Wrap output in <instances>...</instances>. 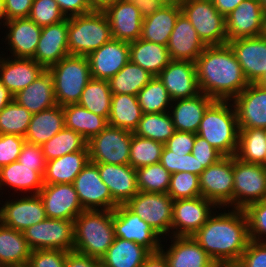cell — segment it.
Here are the masks:
<instances>
[{
  "mask_svg": "<svg viewBox=\"0 0 266 267\" xmlns=\"http://www.w3.org/2000/svg\"><path fill=\"white\" fill-rule=\"evenodd\" d=\"M131 1L139 9V12L143 18L152 15L165 4L161 0H131Z\"/></svg>",
  "mask_w": 266,
  "mask_h": 267,
  "instance_id": "cell-63",
  "label": "cell"
},
{
  "mask_svg": "<svg viewBox=\"0 0 266 267\" xmlns=\"http://www.w3.org/2000/svg\"><path fill=\"white\" fill-rule=\"evenodd\" d=\"M117 0H88L92 11H105Z\"/></svg>",
  "mask_w": 266,
  "mask_h": 267,
  "instance_id": "cell-67",
  "label": "cell"
},
{
  "mask_svg": "<svg viewBox=\"0 0 266 267\" xmlns=\"http://www.w3.org/2000/svg\"><path fill=\"white\" fill-rule=\"evenodd\" d=\"M0 200V222L10 228L23 232L27 228L44 221L45 208L38 194L20 195L18 198Z\"/></svg>",
  "mask_w": 266,
  "mask_h": 267,
  "instance_id": "cell-16",
  "label": "cell"
},
{
  "mask_svg": "<svg viewBox=\"0 0 266 267\" xmlns=\"http://www.w3.org/2000/svg\"><path fill=\"white\" fill-rule=\"evenodd\" d=\"M24 143V137L0 134V167L17 161Z\"/></svg>",
  "mask_w": 266,
  "mask_h": 267,
  "instance_id": "cell-55",
  "label": "cell"
},
{
  "mask_svg": "<svg viewBox=\"0 0 266 267\" xmlns=\"http://www.w3.org/2000/svg\"><path fill=\"white\" fill-rule=\"evenodd\" d=\"M5 48L10 51L9 56L14 58H33L39 42L42 27L28 18H16L6 21Z\"/></svg>",
  "mask_w": 266,
  "mask_h": 267,
  "instance_id": "cell-23",
  "label": "cell"
},
{
  "mask_svg": "<svg viewBox=\"0 0 266 267\" xmlns=\"http://www.w3.org/2000/svg\"><path fill=\"white\" fill-rule=\"evenodd\" d=\"M17 161L28 167H36V171H39L42 175L45 173L47 161L41 145L25 142Z\"/></svg>",
  "mask_w": 266,
  "mask_h": 267,
  "instance_id": "cell-57",
  "label": "cell"
},
{
  "mask_svg": "<svg viewBox=\"0 0 266 267\" xmlns=\"http://www.w3.org/2000/svg\"><path fill=\"white\" fill-rule=\"evenodd\" d=\"M3 267H30L29 263H23V264H16V265H6Z\"/></svg>",
  "mask_w": 266,
  "mask_h": 267,
  "instance_id": "cell-71",
  "label": "cell"
},
{
  "mask_svg": "<svg viewBox=\"0 0 266 267\" xmlns=\"http://www.w3.org/2000/svg\"><path fill=\"white\" fill-rule=\"evenodd\" d=\"M113 227L115 237L133 241L150 252L159 251L164 243L161 240L163 238L125 204L118 205L113 210Z\"/></svg>",
  "mask_w": 266,
  "mask_h": 267,
  "instance_id": "cell-15",
  "label": "cell"
},
{
  "mask_svg": "<svg viewBox=\"0 0 266 267\" xmlns=\"http://www.w3.org/2000/svg\"><path fill=\"white\" fill-rule=\"evenodd\" d=\"M115 239L113 210H84L74 220V251L101 259Z\"/></svg>",
  "mask_w": 266,
  "mask_h": 267,
  "instance_id": "cell-4",
  "label": "cell"
},
{
  "mask_svg": "<svg viewBox=\"0 0 266 267\" xmlns=\"http://www.w3.org/2000/svg\"><path fill=\"white\" fill-rule=\"evenodd\" d=\"M165 4H177L180 3L181 0H161Z\"/></svg>",
  "mask_w": 266,
  "mask_h": 267,
  "instance_id": "cell-73",
  "label": "cell"
},
{
  "mask_svg": "<svg viewBox=\"0 0 266 267\" xmlns=\"http://www.w3.org/2000/svg\"><path fill=\"white\" fill-rule=\"evenodd\" d=\"M150 253L144 246L115 237L100 261L102 267H141Z\"/></svg>",
  "mask_w": 266,
  "mask_h": 267,
  "instance_id": "cell-37",
  "label": "cell"
},
{
  "mask_svg": "<svg viewBox=\"0 0 266 267\" xmlns=\"http://www.w3.org/2000/svg\"><path fill=\"white\" fill-rule=\"evenodd\" d=\"M31 250H74V221L46 218L23 231Z\"/></svg>",
  "mask_w": 266,
  "mask_h": 267,
  "instance_id": "cell-11",
  "label": "cell"
},
{
  "mask_svg": "<svg viewBox=\"0 0 266 267\" xmlns=\"http://www.w3.org/2000/svg\"><path fill=\"white\" fill-rule=\"evenodd\" d=\"M30 253L23 232L0 222V267L27 263Z\"/></svg>",
  "mask_w": 266,
  "mask_h": 267,
  "instance_id": "cell-40",
  "label": "cell"
},
{
  "mask_svg": "<svg viewBox=\"0 0 266 267\" xmlns=\"http://www.w3.org/2000/svg\"><path fill=\"white\" fill-rule=\"evenodd\" d=\"M48 71L52 74L57 105L77 104L91 79L88 57L68 55Z\"/></svg>",
  "mask_w": 266,
  "mask_h": 267,
  "instance_id": "cell-6",
  "label": "cell"
},
{
  "mask_svg": "<svg viewBox=\"0 0 266 267\" xmlns=\"http://www.w3.org/2000/svg\"><path fill=\"white\" fill-rule=\"evenodd\" d=\"M239 125L231 100H214L205 110L197 135L224 156H235Z\"/></svg>",
  "mask_w": 266,
  "mask_h": 267,
  "instance_id": "cell-3",
  "label": "cell"
},
{
  "mask_svg": "<svg viewBox=\"0 0 266 267\" xmlns=\"http://www.w3.org/2000/svg\"><path fill=\"white\" fill-rule=\"evenodd\" d=\"M225 209H216L192 236L215 263L239 262L250 241L244 210Z\"/></svg>",
  "mask_w": 266,
  "mask_h": 267,
  "instance_id": "cell-1",
  "label": "cell"
},
{
  "mask_svg": "<svg viewBox=\"0 0 266 267\" xmlns=\"http://www.w3.org/2000/svg\"><path fill=\"white\" fill-rule=\"evenodd\" d=\"M244 0H212L215 8L226 17Z\"/></svg>",
  "mask_w": 266,
  "mask_h": 267,
  "instance_id": "cell-65",
  "label": "cell"
},
{
  "mask_svg": "<svg viewBox=\"0 0 266 267\" xmlns=\"http://www.w3.org/2000/svg\"><path fill=\"white\" fill-rule=\"evenodd\" d=\"M7 21L28 18L33 0H3Z\"/></svg>",
  "mask_w": 266,
  "mask_h": 267,
  "instance_id": "cell-60",
  "label": "cell"
},
{
  "mask_svg": "<svg viewBox=\"0 0 266 267\" xmlns=\"http://www.w3.org/2000/svg\"><path fill=\"white\" fill-rule=\"evenodd\" d=\"M68 18L65 20L42 27L34 59L48 70L61 59L69 55L68 49Z\"/></svg>",
  "mask_w": 266,
  "mask_h": 267,
  "instance_id": "cell-25",
  "label": "cell"
},
{
  "mask_svg": "<svg viewBox=\"0 0 266 267\" xmlns=\"http://www.w3.org/2000/svg\"><path fill=\"white\" fill-rule=\"evenodd\" d=\"M111 98L112 92L108 81L91 78L77 104L108 120L111 111Z\"/></svg>",
  "mask_w": 266,
  "mask_h": 267,
  "instance_id": "cell-43",
  "label": "cell"
},
{
  "mask_svg": "<svg viewBox=\"0 0 266 267\" xmlns=\"http://www.w3.org/2000/svg\"><path fill=\"white\" fill-rule=\"evenodd\" d=\"M191 154L197 158L199 167L206 169L224 157L216 148L211 146L204 138L195 134V140Z\"/></svg>",
  "mask_w": 266,
  "mask_h": 267,
  "instance_id": "cell-56",
  "label": "cell"
},
{
  "mask_svg": "<svg viewBox=\"0 0 266 267\" xmlns=\"http://www.w3.org/2000/svg\"><path fill=\"white\" fill-rule=\"evenodd\" d=\"M214 101L204 93L172 101L169 109L175 130L197 134L203 114Z\"/></svg>",
  "mask_w": 266,
  "mask_h": 267,
  "instance_id": "cell-30",
  "label": "cell"
},
{
  "mask_svg": "<svg viewBox=\"0 0 266 267\" xmlns=\"http://www.w3.org/2000/svg\"><path fill=\"white\" fill-rule=\"evenodd\" d=\"M181 13L180 3L164 4L155 13L143 18L140 38L167 46L170 34Z\"/></svg>",
  "mask_w": 266,
  "mask_h": 267,
  "instance_id": "cell-31",
  "label": "cell"
},
{
  "mask_svg": "<svg viewBox=\"0 0 266 267\" xmlns=\"http://www.w3.org/2000/svg\"><path fill=\"white\" fill-rule=\"evenodd\" d=\"M239 263L242 267H266V243L250 240Z\"/></svg>",
  "mask_w": 266,
  "mask_h": 267,
  "instance_id": "cell-58",
  "label": "cell"
},
{
  "mask_svg": "<svg viewBox=\"0 0 266 267\" xmlns=\"http://www.w3.org/2000/svg\"><path fill=\"white\" fill-rule=\"evenodd\" d=\"M63 112L65 127L79 133L87 142L108 126L105 117L96 115L78 104L63 106Z\"/></svg>",
  "mask_w": 266,
  "mask_h": 267,
  "instance_id": "cell-38",
  "label": "cell"
},
{
  "mask_svg": "<svg viewBox=\"0 0 266 267\" xmlns=\"http://www.w3.org/2000/svg\"><path fill=\"white\" fill-rule=\"evenodd\" d=\"M180 6L206 46L227 44L225 17L212 0H181Z\"/></svg>",
  "mask_w": 266,
  "mask_h": 267,
  "instance_id": "cell-7",
  "label": "cell"
},
{
  "mask_svg": "<svg viewBox=\"0 0 266 267\" xmlns=\"http://www.w3.org/2000/svg\"><path fill=\"white\" fill-rule=\"evenodd\" d=\"M65 128L63 107L60 105L32 115L25 142L42 145Z\"/></svg>",
  "mask_w": 266,
  "mask_h": 267,
  "instance_id": "cell-35",
  "label": "cell"
},
{
  "mask_svg": "<svg viewBox=\"0 0 266 267\" xmlns=\"http://www.w3.org/2000/svg\"><path fill=\"white\" fill-rule=\"evenodd\" d=\"M154 76L139 65L129 61L108 80L112 95L126 94L137 96Z\"/></svg>",
  "mask_w": 266,
  "mask_h": 267,
  "instance_id": "cell-41",
  "label": "cell"
},
{
  "mask_svg": "<svg viewBox=\"0 0 266 267\" xmlns=\"http://www.w3.org/2000/svg\"><path fill=\"white\" fill-rule=\"evenodd\" d=\"M201 196L218 208H233V156H224L199 176Z\"/></svg>",
  "mask_w": 266,
  "mask_h": 267,
  "instance_id": "cell-12",
  "label": "cell"
},
{
  "mask_svg": "<svg viewBox=\"0 0 266 267\" xmlns=\"http://www.w3.org/2000/svg\"><path fill=\"white\" fill-rule=\"evenodd\" d=\"M67 251L31 250L28 263L30 267H65Z\"/></svg>",
  "mask_w": 266,
  "mask_h": 267,
  "instance_id": "cell-54",
  "label": "cell"
},
{
  "mask_svg": "<svg viewBox=\"0 0 266 267\" xmlns=\"http://www.w3.org/2000/svg\"><path fill=\"white\" fill-rule=\"evenodd\" d=\"M14 96L11 92L3 85L0 79V111L7 106L12 100Z\"/></svg>",
  "mask_w": 266,
  "mask_h": 267,
  "instance_id": "cell-66",
  "label": "cell"
},
{
  "mask_svg": "<svg viewBox=\"0 0 266 267\" xmlns=\"http://www.w3.org/2000/svg\"><path fill=\"white\" fill-rule=\"evenodd\" d=\"M228 41L264 34L265 14L259 0H244L225 17Z\"/></svg>",
  "mask_w": 266,
  "mask_h": 267,
  "instance_id": "cell-18",
  "label": "cell"
},
{
  "mask_svg": "<svg viewBox=\"0 0 266 267\" xmlns=\"http://www.w3.org/2000/svg\"><path fill=\"white\" fill-rule=\"evenodd\" d=\"M66 18L92 12L88 0H55Z\"/></svg>",
  "mask_w": 266,
  "mask_h": 267,
  "instance_id": "cell-61",
  "label": "cell"
},
{
  "mask_svg": "<svg viewBox=\"0 0 266 267\" xmlns=\"http://www.w3.org/2000/svg\"><path fill=\"white\" fill-rule=\"evenodd\" d=\"M167 193L174 201L201 196L199 176L184 171L171 174Z\"/></svg>",
  "mask_w": 266,
  "mask_h": 267,
  "instance_id": "cell-50",
  "label": "cell"
},
{
  "mask_svg": "<svg viewBox=\"0 0 266 267\" xmlns=\"http://www.w3.org/2000/svg\"><path fill=\"white\" fill-rule=\"evenodd\" d=\"M214 267H242L239 262L216 263Z\"/></svg>",
  "mask_w": 266,
  "mask_h": 267,
  "instance_id": "cell-69",
  "label": "cell"
},
{
  "mask_svg": "<svg viewBox=\"0 0 266 267\" xmlns=\"http://www.w3.org/2000/svg\"><path fill=\"white\" fill-rule=\"evenodd\" d=\"M6 21H7V16L5 13L4 2H3V0H0V26H3Z\"/></svg>",
  "mask_w": 266,
  "mask_h": 267,
  "instance_id": "cell-68",
  "label": "cell"
},
{
  "mask_svg": "<svg viewBox=\"0 0 266 267\" xmlns=\"http://www.w3.org/2000/svg\"><path fill=\"white\" fill-rule=\"evenodd\" d=\"M263 35L266 37V16H265V25H264V34Z\"/></svg>",
  "mask_w": 266,
  "mask_h": 267,
  "instance_id": "cell-74",
  "label": "cell"
},
{
  "mask_svg": "<svg viewBox=\"0 0 266 267\" xmlns=\"http://www.w3.org/2000/svg\"><path fill=\"white\" fill-rule=\"evenodd\" d=\"M132 132L108 125L87 142L90 161L98 164H129Z\"/></svg>",
  "mask_w": 266,
  "mask_h": 267,
  "instance_id": "cell-10",
  "label": "cell"
},
{
  "mask_svg": "<svg viewBox=\"0 0 266 267\" xmlns=\"http://www.w3.org/2000/svg\"><path fill=\"white\" fill-rule=\"evenodd\" d=\"M244 212L248 220L249 239L266 243V199L248 205Z\"/></svg>",
  "mask_w": 266,
  "mask_h": 267,
  "instance_id": "cell-52",
  "label": "cell"
},
{
  "mask_svg": "<svg viewBox=\"0 0 266 267\" xmlns=\"http://www.w3.org/2000/svg\"><path fill=\"white\" fill-rule=\"evenodd\" d=\"M32 113L12 100L0 111V134L25 137Z\"/></svg>",
  "mask_w": 266,
  "mask_h": 267,
  "instance_id": "cell-48",
  "label": "cell"
},
{
  "mask_svg": "<svg viewBox=\"0 0 266 267\" xmlns=\"http://www.w3.org/2000/svg\"><path fill=\"white\" fill-rule=\"evenodd\" d=\"M243 74L249 83H255L266 70V37L237 38L228 41Z\"/></svg>",
  "mask_w": 266,
  "mask_h": 267,
  "instance_id": "cell-21",
  "label": "cell"
},
{
  "mask_svg": "<svg viewBox=\"0 0 266 267\" xmlns=\"http://www.w3.org/2000/svg\"><path fill=\"white\" fill-rule=\"evenodd\" d=\"M206 47L191 22L181 13L167 45L171 60L196 62Z\"/></svg>",
  "mask_w": 266,
  "mask_h": 267,
  "instance_id": "cell-28",
  "label": "cell"
},
{
  "mask_svg": "<svg viewBox=\"0 0 266 267\" xmlns=\"http://www.w3.org/2000/svg\"><path fill=\"white\" fill-rule=\"evenodd\" d=\"M29 18L41 27L66 19L55 0H33Z\"/></svg>",
  "mask_w": 266,
  "mask_h": 267,
  "instance_id": "cell-53",
  "label": "cell"
},
{
  "mask_svg": "<svg viewBox=\"0 0 266 267\" xmlns=\"http://www.w3.org/2000/svg\"><path fill=\"white\" fill-rule=\"evenodd\" d=\"M65 267H102V264L97 258L72 250L66 254Z\"/></svg>",
  "mask_w": 266,
  "mask_h": 267,
  "instance_id": "cell-62",
  "label": "cell"
},
{
  "mask_svg": "<svg viewBox=\"0 0 266 267\" xmlns=\"http://www.w3.org/2000/svg\"><path fill=\"white\" fill-rule=\"evenodd\" d=\"M141 267H168V262L165 255L159 250L151 252Z\"/></svg>",
  "mask_w": 266,
  "mask_h": 267,
  "instance_id": "cell-64",
  "label": "cell"
},
{
  "mask_svg": "<svg viewBox=\"0 0 266 267\" xmlns=\"http://www.w3.org/2000/svg\"><path fill=\"white\" fill-rule=\"evenodd\" d=\"M72 184L84 210H114L118 206L100 177L98 163L89 161Z\"/></svg>",
  "mask_w": 266,
  "mask_h": 267,
  "instance_id": "cell-14",
  "label": "cell"
},
{
  "mask_svg": "<svg viewBox=\"0 0 266 267\" xmlns=\"http://www.w3.org/2000/svg\"><path fill=\"white\" fill-rule=\"evenodd\" d=\"M0 54V79L14 96L34 82L46 70L32 58H14Z\"/></svg>",
  "mask_w": 266,
  "mask_h": 267,
  "instance_id": "cell-26",
  "label": "cell"
},
{
  "mask_svg": "<svg viewBox=\"0 0 266 267\" xmlns=\"http://www.w3.org/2000/svg\"><path fill=\"white\" fill-rule=\"evenodd\" d=\"M13 100L32 114L56 106L52 74L45 70L34 82L15 94Z\"/></svg>",
  "mask_w": 266,
  "mask_h": 267,
  "instance_id": "cell-33",
  "label": "cell"
},
{
  "mask_svg": "<svg viewBox=\"0 0 266 267\" xmlns=\"http://www.w3.org/2000/svg\"><path fill=\"white\" fill-rule=\"evenodd\" d=\"M233 209L266 199V167L243 162L233 156Z\"/></svg>",
  "mask_w": 266,
  "mask_h": 267,
  "instance_id": "cell-9",
  "label": "cell"
},
{
  "mask_svg": "<svg viewBox=\"0 0 266 267\" xmlns=\"http://www.w3.org/2000/svg\"><path fill=\"white\" fill-rule=\"evenodd\" d=\"M143 112L134 95L116 94L111 98V111L108 125L134 132Z\"/></svg>",
  "mask_w": 266,
  "mask_h": 267,
  "instance_id": "cell-39",
  "label": "cell"
},
{
  "mask_svg": "<svg viewBox=\"0 0 266 267\" xmlns=\"http://www.w3.org/2000/svg\"><path fill=\"white\" fill-rule=\"evenodd\" d=\"M169 112L143 114L133 134L165 144L175 133Z\"/></svg>",
  "mask_w": 266,
  "mask_h": 267,
  "instance_id": "cell-44",
  "label": "cell"
},
{
  "mask_svg": "<svg viewBox=\"0 0 266 267\" xmlns=\"http://www.w3.org/2000/svg\"><path fill=\"white\" fill-rule=\"evenodd\" d=\"M169 246L161 244L168 267H214L215 262L192 236H170ZM166 248H165V247Z\"/></svg>",
  "mask_w": 266,
  "mask_h": 267,
  "instance_id": "cell-24",
  "label": "cell"
},
{
  "mask_svg": "<svg viewBox=\"0 0 266 267\" xmlns=\"http://www.w3.org/2000/svg\"><path fill=\"white\" fill-rule=\"evenodd\" d=\"M87 57L91 78L108 81L130 61L129 42L112 38Z\"/></svg>",
  "mask_w": 266,
  "mask_h": 267,
  "instance_id": "cell-19",
  "label": "cell"
},
{
  "mask_svg": "<svg viewBox=\"0 0 266 267\" xmlns=\"http://www.w3.org/2000/svg\"><path fill=\"white\" fill-rule=\"evenodd\" d=\"M259 3L261 5L262 11L264 12L266 16V0H259Z\"/></svg>",
  "mask_w": 266,
  "mask_h": 267,
  "instance_id": "cell-72",
  "label": "cell"
},
{
  "mask_svg": "<svg viewBox=\"0 0 266 267\" xmlns=\"http://www.w3.org/2000/svg\"><path fill=\"white\" fill-rule=\"evenodd\" d=\"M41 148L46 161L76 151L88 150L87 141L79 133L66 127L43 143Z\"/></svg>",
  "mask_w": 266,
  "mask_h": 267,
  "instance_id": "cell-45",
  "label": "cell"
},
{
  "mask_svg": "<svg viewBox=\"0 0 266 267\" xmlns=\"http://www.w3.org/2000/svg\"><path fill=\"white\" fill-rule=\"evenodd\" d=\"M195 63L200 92L214 100H232L249 85L228 44L207 46Z\"/></svg>",
  "mask_w": 266,
  "mask_h": 267,
  "instance_id": "cell-2",
  "label": "cell"
},
{
  "mask_svg": "<svg viewBox=\"0 0 266 267\" xmlns=\"http://www.w3.org/2000/svg\"><path fill=\"white\" fill-rule=\"evenodd\" d=\"M173 202L168 193L139 191L125 205L145 220L163 238L162 241L166 239L167 244V237L171 236Z\"/></svg>",
  "mask_w": 266,
  "mask_h": 267,
  "instance_id": "cell-8",
  "label": "cell"
},
{
  "mask_svg": "<svg viewBox=\"0 0 266 267\" xmlns=\"http://www.w3.org/2000/svg\"><path fill=\"white\" fill-rule=\"evenodd\" d=\"M164 144L152 139L138 137L132 132L129 164L138 169L160 162Z\"/></svg>",
  "mask_w": 266,
  "mask_h": 267,
  "instance_id": "cell-49",
  "label": "cell"
},
{
  "mask_svg": "<svg viewBox=\"0 0 266 267\" xmlns=\"http://www.w3.org/2000/svg\"><path fill=\"white\" fill-rule=\"evenodd\" d=\"M218 207L202 196L173 202L171 236H193Z\"/></svg>",
  "mask_w": 266,
  "mask_h": 267,
  "instance_id": "cell-13",
  "label": "cell"
},
{
  "mask_svg": "<svg viewBox=\"0 0 266 267\" xmlns=\"http://www.w3.org/2000/svg\"><path fill=\"white\" fill-rule=\"evenodd\" d=\"M90 161L88 150L76 151L47 161L43 175L44 184H72Z\"/></svg>",
  "mask_w": 266,
  "mask_h": 267,
  "instance_id": "cell-34",
  "label": "cell"
},
{
  "mask_svg": "<svg viewBox=\"0 0 266 267\" xmlns=\"http://www.w3.org/2000/svg\"><path fill=\"white\" fill-rule=\"evenodd\" d=\"M157 77L163 82L172 101L200 93L195 62L172 60Z\"/></svg>",
  "mask_w": 266,
  "mask_h": 267,
  "instance_id": "cell-22",
  "label": "cell"
},
{
  "mask_svg": "<svg viewBox=\"0 0 266 267\" xmlns=\"http://www.w3.org/2000/svg\"><path fill=\"white\" fill-rule=\"evenodd\" d=\"M194 140L195 133L176 130L164 145L173 153L190 154L193 149Z\"/></svg>",
  "mask_w": 266,
  "mask_h": 267,
  "instance_id": "cell-59",
  "label": "cell"
},
{
  "mask_svg": "<svg viewBox=\"0 0 266 267\" xmlns=\"http://www.w3.org/2000/svg\"><path fill=\"white\" fill-rule=\"evenodd\" d=\"M160 163L171 173L190 172L200 176L203 167L191 153H173L165 145L162 149Z\"/></svg>",
  "mask_w": 266,
  "mask_h": 267,
  "instance_id": "cell-51",
  "label": "cell"
},
{
  "mask_svg": "<svg viewBox=\"0 0 266 267\" xmlns=\"http://www.w3.org/2000/svg\"><path fill=\"white\" fill-rule=\"evenodd\" d=\"M43 186V175L36 171V167H28L18 161L0 167V189L2 191L10 187V190L16 193L20 191L24 195L28 193L35 195Z\"/></svg>",
  "mask_w": 266,
  "mask_h": 267,
  "instance_id": "cell-32",
  "label": "cell"
},
{
  "mask_svg": "<svg viewBox=\"0 0 266 267\" xmlns=\"http://www.w3.org/2000/svg\"><path fill=\"white\" fill-rule=\"evenodd\" d=\"M98 170L118 205L126 204L139 192L136 170L130 164H98Z\"/></svg>",
  "mask_w": 266,
  "mask_h": 267,
  "instance_id": "cell-29",
  "label": "cell"
},
{
  "mask_svg": "<svg viewBox=\"0 0 266 267\" xmlns=\"http://www.w3.org/2000/svg\"><path fill=\"white\" fill-rule=\"evenodd\" d=\"M266 129H240L235 157L243 162L265 167Z\"/></svg>",
  "mask_w": 266,
  "mask_h": 267,
  "instance_id": "cell-42",
  "label": "cell"
},
{
  "mask_svg": "<svg viewBox=\"0 0 266 267\" xmlns=\"http://www.w3.org/2000/svg\"><path fill=\"white\" fill-rule=\"evenodd\" d=\"M137 97L143 114L169 112L172 104L167 89L157 76L138 92Z\"/></svg>",
  "mask_w": 266,
  "mask_h": 267,
  "instance_id": "cell-46",
  "label": "cell"
},
{
  "mask_svg": "<svg viewBox=\"0 0 266 267\" xmlns=\"http://www.w3.org/2000/svg\"><path fill=\"white\" fill-rule=\"evenodd\" d=\"M231 102L239 129H266V88L249 83Z\"/></svg>",
  "mask_w": 266,
  "mask_h": 267,
  "instance_id": "cell-20",
  "label": "cell"
},
{
  "mask_svg": "<svg viewBox=\"0 0 266 267\" xmlns=\"http://www.w3.org/2000/svg\"><path fill=\"white\" fill-rule=\"evenodd\" d=\"M69 55L88 56L112 39L110 23L104 11L68 18Z\"/></svg>",
  "mask_w": 266,
  "mask_h": 267,
  "instance_id": "cell-5",
  "label": "cell"
},
{
  "mask_svg": "<svg viewBox=\"0 0 266 267\" xmlns=\"http://www.w3.org/2000/svg\"><path fill=\"white\" fill-rule=\"evenodd\" d=\"M104 12L113 39L132 42L140 38L143 17L131 0H117Z\"/></svg>",
  "mask_w": 266,
  "mask_h": 267,
  "instance_id": "cell-27",
  "label": "cell"
},
{
  "mask_svg": "<svg viewBox=\"0 0 266 267\" xmlns=\"http://www.w3.org/2000/svg\"><path fill=\"white\" fill-rule=\"evenodd\" d=\"M38 195L47 218L74 221L84 211L73 184H44Z\"/></svg>",
  "mask_w": 266,
  "mask_h": 267,
  "instance_id": "cell-17",
  "label": "cell"
},
{
  "mask_svg": "<svg viewBox=\"0 0 266 267\" xmlns=\"http://www.w3.org/2000/svg\"><path fill=\"white\" fill-rule=\"evenodd\" d=\"M135 170L139 191L147 193L168 192L171 173L160 162Z\"/></svg>",
  "mask_w": 266,
  "mask_h": 267,
  "instance_id": "cell-47",
  "label": "cell"
},
{
  "mask_svg": "<svg viewBox=\"0 0 266 267\" xmlns=\"http://www.w3.org/2000/svg\"><path fill=\"white\" fill-rule=\"evenodd\" d=\"M255 84L266 88V70L264 73L261 75V77L255 82Z\"/></svg>",
  "mask_w": 266,
  "mask_h": 267,
  "instance_id": "cell-70",
  "label": "cell"
},
{
  "mask_svg": "<svg viewBox=\"0 0 266 267\" xmlns=\"http://www.w3.org/2000/svg\"><path fill=\"white\" fill-rule=\"evenodd\" d=\"M130 61L139 65L153 76L160 72L172 61L167 46L149 42L139 38L129 42Z\"/></svg>",
  "mask_w": 266,
  "mask_h": 267,
  "instance_id": "cell-36",
  "label": "cell"
}]
</instances>
